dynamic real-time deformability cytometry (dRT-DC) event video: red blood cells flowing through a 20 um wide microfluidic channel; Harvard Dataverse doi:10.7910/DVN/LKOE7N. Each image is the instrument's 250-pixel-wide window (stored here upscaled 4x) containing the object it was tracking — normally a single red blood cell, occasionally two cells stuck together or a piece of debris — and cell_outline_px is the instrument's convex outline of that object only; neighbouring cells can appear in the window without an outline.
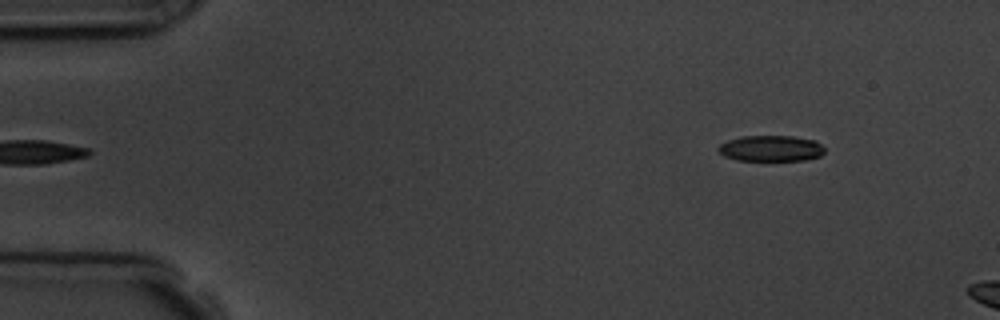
{"species": "common noctule bat (a hibernating species)", "species_latin": "Nyctalus noctula", "temperature_condition": "room temperature", "stored_images_in_passage": 3, "camera_frame_rate_fps": 3000, "um_per_image_px": 0.085, "animal": {"sex": "male", "body_mass_g": 19.5, "forearm_length_mm": 54.6}, "frame": {"image": 1, "passage_image": 3, "time_ms": 2.333, "image_size_px": [1000, 320], "cell_outline_px": [[824, 152], [820, 156], [804, 160], [736, 160], [724, 156], [716, 148], [720, 144], [728, 140], [740, 136], [792, 136], [816, 140], [824, 148]], "centroid_in_image_um": [65.52, 12.61], "position_along_channel_um": 19.5, "area_um2": 16.07}}